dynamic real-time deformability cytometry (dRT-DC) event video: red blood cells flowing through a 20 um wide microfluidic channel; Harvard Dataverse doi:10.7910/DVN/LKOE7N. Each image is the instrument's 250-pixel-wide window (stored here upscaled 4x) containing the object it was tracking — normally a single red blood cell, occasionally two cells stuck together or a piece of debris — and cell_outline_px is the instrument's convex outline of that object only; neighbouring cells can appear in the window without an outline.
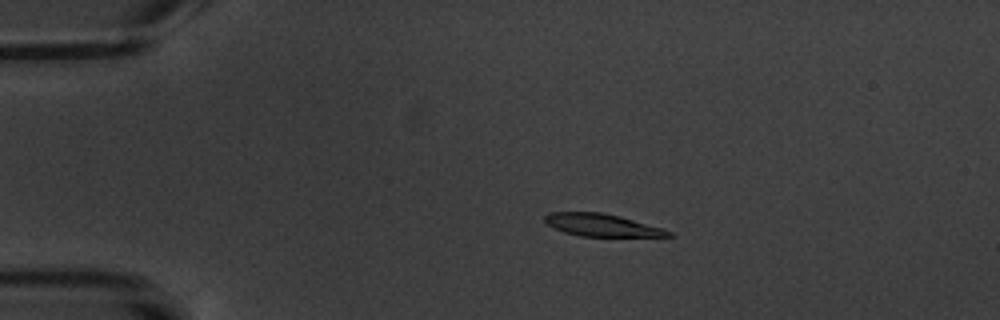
{"species": "common noctule bat (a hibernating species)", "species_latin": "Nyctalus noctula", "temperature_condition": "warm", "stored_images_in_passage": 4, "camera_frame_rate_fps": 3000, "um_per_image_px": 0.085, "animal": {"sex": "male", "body_mass_g": 20.1, "forearm_length_mm": 53.5}, "frame": {"image": 1, "passage_image": 3, "time_ms": 3.333, "image_size_px": [1000, 320], "cell_outline_px": [[676, 236], [580, 236], [564, 232], [548, 224], [544, 220], [544, 216], [548, 212], [600, 212], [620, 216], [664, 228], [672, 232]], "centroid_in_image_um": [51.18, 19.13], "position_along_channel_um": 33.8, "area_um2": 16.13}}